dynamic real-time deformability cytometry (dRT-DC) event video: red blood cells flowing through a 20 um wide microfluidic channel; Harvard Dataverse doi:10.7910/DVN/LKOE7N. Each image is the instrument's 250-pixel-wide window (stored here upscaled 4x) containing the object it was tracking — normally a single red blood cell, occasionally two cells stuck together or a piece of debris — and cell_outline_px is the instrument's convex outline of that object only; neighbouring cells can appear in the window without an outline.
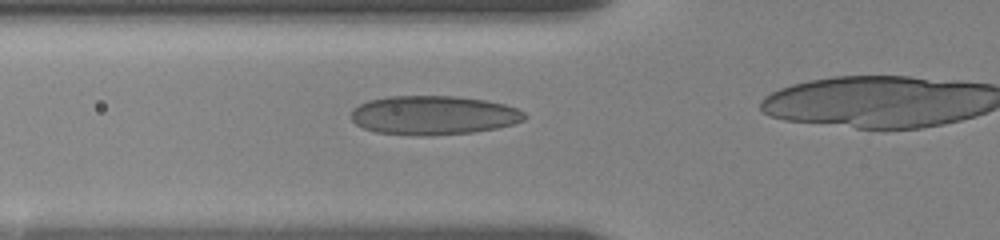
{"species": "human", "species_latin": "Homo sapiens", "temperature_condition": "room temperature", "stored_images_in_passage": 10, "camera_frame_rate_fps": 3000, "um_per_image_px": 0.085, "donor": {"sex": "female"}, "frame": {"image": 1, "passage_image": 9, "time_ms": 4.667, "image_size_px": [1000, 240], "cell_outline_px": [[528, 116], [524, 120], [512, 124], [496, 128], [472, 132], [432, 136], [412, 136], [376, 132], [364, 128], [356, 124], [352, 120], [352, 108], [368, 100], [388, 96], [456, 96], [484, 100], [504, 104], [516, 108], [524, 112]], "centroid_in_image_um": [36.83, 9.8], "position_along_channel_um": 89.0, "area_um2": 39.65}}